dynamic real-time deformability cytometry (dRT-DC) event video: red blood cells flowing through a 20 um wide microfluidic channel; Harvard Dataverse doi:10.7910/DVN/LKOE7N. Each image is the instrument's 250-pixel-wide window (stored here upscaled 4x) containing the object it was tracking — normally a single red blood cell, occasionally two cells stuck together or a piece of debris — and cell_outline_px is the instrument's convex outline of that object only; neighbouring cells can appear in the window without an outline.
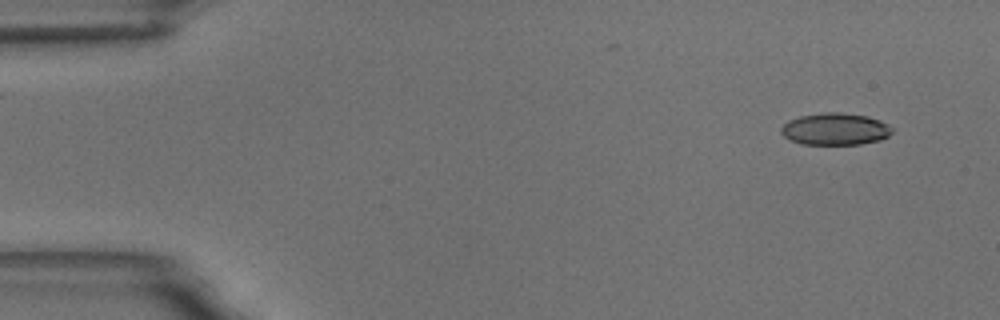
{"species": "common noctule bat (a hibernating species)", "species_latin": "Nyctalus noctula", "temperature_condition": "room temperature", "stored_images_in_passage": 54, "camera_frame_rate_fps": 3000, "um_per_image_px": 0.085, "animal": {"sex": "male", "body_mass_g": 18.8}, "frame": {"image": 1, "passage_image": 1, "time_ms": 0.0, "image_size_px": [1000, 320], "cell_outline_px": [[892, 132], [888, 136], [880, 140], [860, 144], [800, 144], [788, 140], [780, 132], [780, 128], [788, 120], [800, 116], [824, 112], [840, 112], [868, 116], [880, 120], [888, 124], [892, 128]], "centroid_in_image_um": [70.97, 10.97], "position_along_channel_um": 14.0, "area_um2": 20.87}}
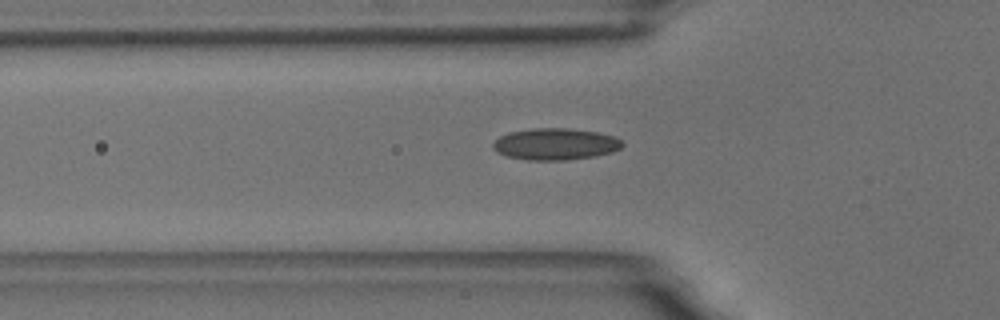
{"frame": {"image": 2, "passage_image": 16, "time_ms": 5.0, "image_size_px": [1000, 320], "cell_outline_px": [[624, 144], [620, 148], [612, 152], [596, 156], [564, 160], [528, 160], [508, 156], [496, 152], [492, 148], [492, 144], [500, 136], [508, 132], [532, 128], [568, 128], [596, 132], [612, 136], [620, 140]], "centroid_in_image_um": [47.18, 12.24], "position_along_channel_um": 78.6, "area_um2": 23.81}}
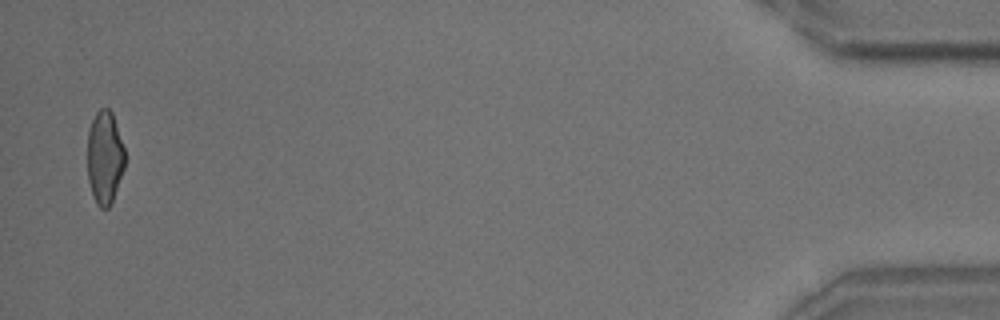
{"frame": {"image": 3, "passage_image": 53, "time_ms": 17.333, "image_size_px": [1000, 320], "cell_outline_px": [[124, 168], [112, 204], [108, 208], [100, 208], [96, 204], [88, 180], [88, 132], [92, 120], [96, 112], [100, 108], [108, 108], [112, 112], [124, 148]], "centroid_in_image_um": [8.9, 13.41], "position_along_channel_um": 426.3, "area_um2": 20.29}, "authors_computed_cell_mechanics": {"area_um2": 21.675, "velocity_mm_per_s": 3.5287, "shape_relaxation_time_tau1_ms": 7.4599, "shape_relaxation_time_tau2_ms": 1.4839, "deformation_change_tau1": 0.1751, "deformation_change_tau2": 0.081}}